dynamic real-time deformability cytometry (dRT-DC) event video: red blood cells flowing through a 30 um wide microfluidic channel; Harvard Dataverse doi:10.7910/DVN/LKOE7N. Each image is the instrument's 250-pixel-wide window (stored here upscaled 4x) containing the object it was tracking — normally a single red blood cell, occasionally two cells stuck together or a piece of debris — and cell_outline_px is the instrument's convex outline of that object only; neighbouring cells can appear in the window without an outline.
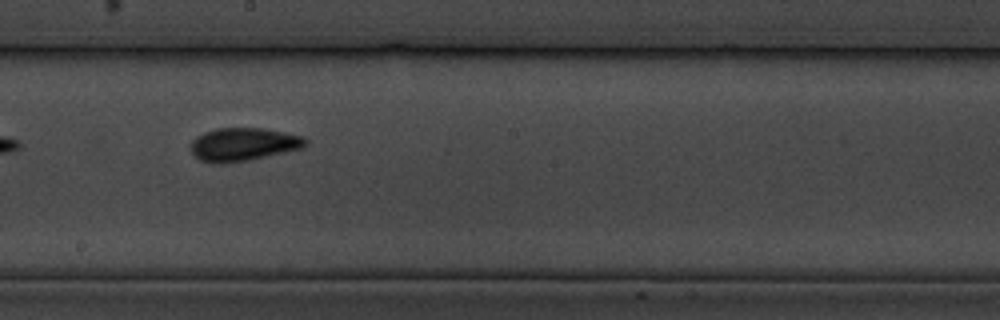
{"species": "common noctule bat (a hibernating species)", "species_latin": "Nyctalus noctula", "temperature_condition": "cold", "stored_images_in_passage": 10, "camera_frame_rate_fps": 3000, "um_per_image_px": 0.085, "animal": {"sex": "male", "body_mass_g": 19.5, "forearm_length_mm": 54.6}, "frame": {"image": 1, "passage_image": 9, "time_ms": 10.0, "image_size_px": [1000, 320], "cell_outline_px": [[308, 144], [300, 148], [284, 152], [248, 160], [220, 164], [212, 164], [200, 160], [192, 152], [192, 140], [196, 136], [204, 132], [216, 128], [260, 128], [284, 132], [304, 136], [308, 140]], "centroid_in_image_um": [20.67, 12.27], "position_along_channel_um": 227.5, "area_um2": 22.08}}
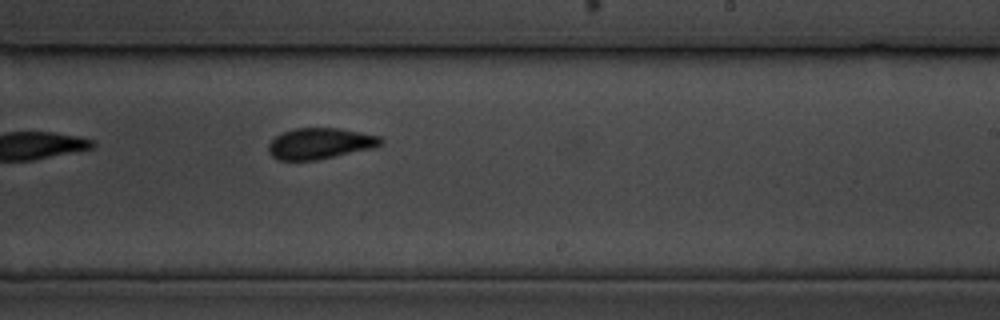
{"frame": {"image": 2, "passage_image": 10, "time_ms": 11.0, "image_size_px": [1000, 320], "cell_outline_px": [[384, 140], [380, 144], [372, 148], [316, 160], [276, 160], [268, 152], [268, 144], [276, 136], [292, 128], [340, 128], [380, 136]], "centroid_in_image_um": [27.17, 12.19], "position_along_channel_um": 261.8, "area_um2": 20.23}}